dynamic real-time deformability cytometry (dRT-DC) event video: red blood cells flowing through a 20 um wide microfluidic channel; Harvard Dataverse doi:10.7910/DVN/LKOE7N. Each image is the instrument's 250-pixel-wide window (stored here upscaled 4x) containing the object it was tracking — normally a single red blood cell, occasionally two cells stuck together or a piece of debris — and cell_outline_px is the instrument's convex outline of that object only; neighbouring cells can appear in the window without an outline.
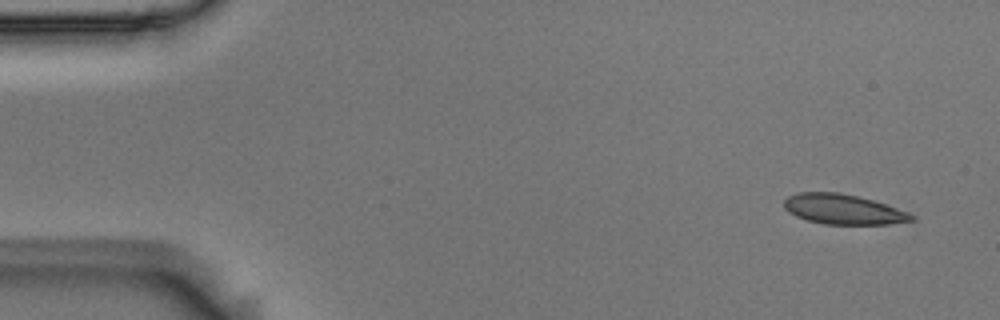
{"species": "Egyptian fruit bat (a non-hibernating species)", "species_latin": "Rousettus aegyptiacus", "temperature_condition": "room temperature", "stored_images_in_passage": 8, "camera_frame_rate_fps": 3000, "um_per_image_px": 0.085, "animal": {"sex": "male"}, "frame": {"image": 1, "passage_image": 1, "time_ms": 0.0, "image_size_px": [1000, 320], "cell_outline_px": [[912, 220], [888, 224], [824, 224], [808, 220], [796, 216], [788, 212], [784, 208], [784, 200], [788, 196], [800, 192], [840, 192], [872, 200], [908, 212], [912, 216]], "centroid_in_image_um": [71.6, 17.78], "position_along_channel_um": 13.4, "area_um2": 21.96}}
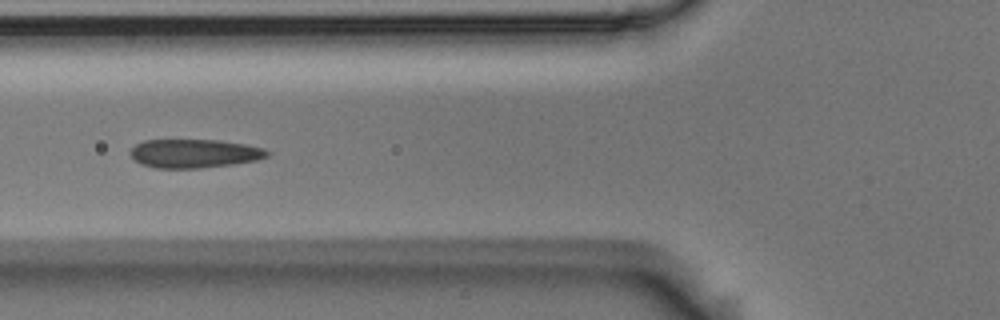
{"frame": {"image": 2, "passage_image": 6, "time_ms": 1.667, "image_size_px": [1000, 320], "cell_outline_px": [[272, 152], [268, 156], [256, 160], [232, 164], [200, 168], [156, 168], [140, 164], [128, 152], [136, 144], [144, 140], [220, 140], [244, 144], [264, 148]], "centroid_in_image_um": [16.52, 13.04], "position_along_channel_um": 109.3, "area_um2": 22.89}}
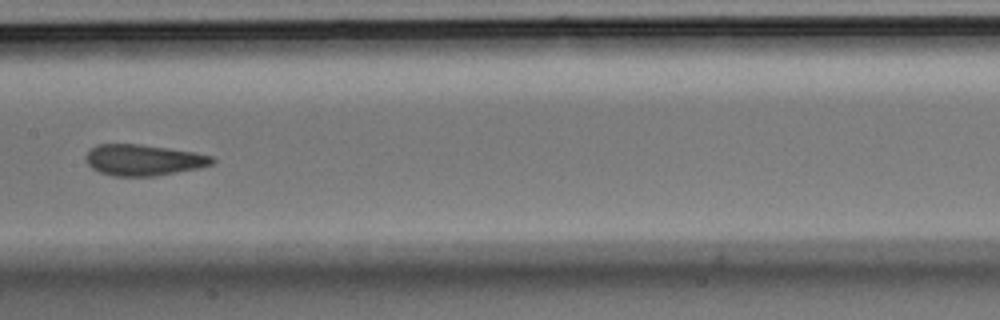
{"frame": {"image": 3, "passage_image": 8, "time_ms": 2.333, "image_size_px": [1000, 320], "cell_outline_px": [[216, 160], [212, 164], [200, 168], [156, 176], [112, 176], [100, 172], [92, 168], [88, 164], [88, 152], [96, 144], [140, 144], [196, 152], [212, 156]], "centroid_in_image_um": [12.24, 13.6], "position_along_channel_um": 195.2, "area_um2": 22.83}}